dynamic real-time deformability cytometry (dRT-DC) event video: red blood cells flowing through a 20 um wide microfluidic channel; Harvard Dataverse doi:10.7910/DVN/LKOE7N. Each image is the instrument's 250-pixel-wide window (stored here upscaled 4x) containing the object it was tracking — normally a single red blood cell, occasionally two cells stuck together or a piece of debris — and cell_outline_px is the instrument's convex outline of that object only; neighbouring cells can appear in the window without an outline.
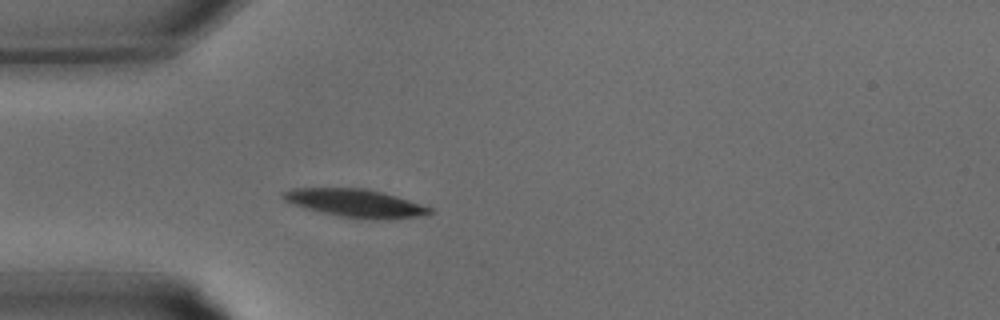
{"species": "common noctule bat (a hibernating species)", "species_latin": "Nyctalus noctula", "temperature_condition": "warm", "stored_images_in_passage": 21, "camera_frame_rate_fps": 3000, "um_per_image_px": 0.085, "animal": {"sex": "male", "body_mass_g": 15.6}, "frame": {"image": 1, "passage_image": 2, "time_ms": 0.333, "image_size_px": [1000, 320], "cell_outline_px": [[432, 212], [428, 216], [380, 220], [340, 216], [292, 204], [284, 200], [280, 196], [280, 192], [292, 188], [364, 188], [396, 196], [432, 208]], "centroid_in_image_um": [30.22, 17.26], "position_along_channel_um": 54.8, "area_um2": 23.81}}
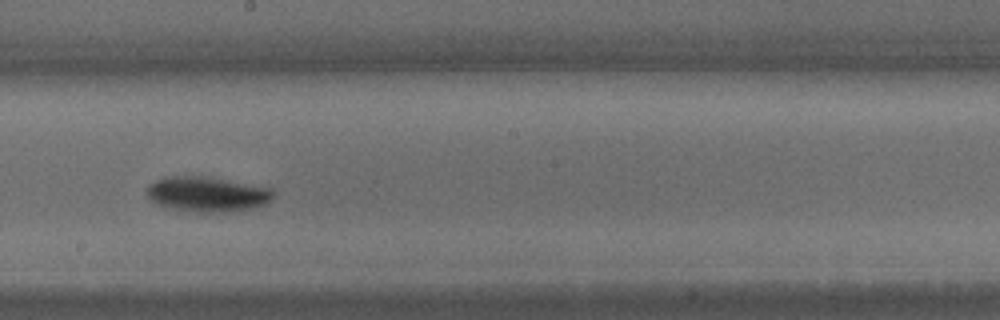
{"frame": {"image": 2, "passage_image": 11, "time_ms": 3.333, "image_size_px": [1000, 320], "cell_outline_px": [[276, 196], [264, 204], [252, 208], [228, 212], [200, 212], [172, 208], [160, 204], [152, 200], [148, 196], [148, 184], [156, 180], [168, 176], [208, 176], [272, 188], [276, 192]], "centroid_in_image_um": [17.68, 16.49], "position_along_channel_um": 230.5, "area_um2": 25.78}}
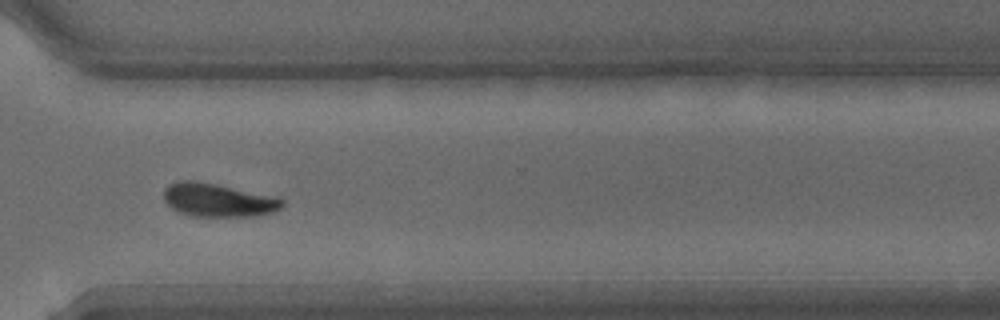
{"frame": {"image": 3, "passage_image": 17, "time_ms": 5.333, "image_size_px": [1000, 320], "cell_outline_px": [[284, 204], [280, 208], [272, 212], [252, 216], [192, 216], [180, 212], [172, 208], [164, 200], [164, 188], [168, 184], [180, 180], [196, 180], [280, 196], [284, 200]], "centroid_in_image_um": [18.56, 16.98], "position_along_channel_um": 352.0, "area_um2": 23.35}}